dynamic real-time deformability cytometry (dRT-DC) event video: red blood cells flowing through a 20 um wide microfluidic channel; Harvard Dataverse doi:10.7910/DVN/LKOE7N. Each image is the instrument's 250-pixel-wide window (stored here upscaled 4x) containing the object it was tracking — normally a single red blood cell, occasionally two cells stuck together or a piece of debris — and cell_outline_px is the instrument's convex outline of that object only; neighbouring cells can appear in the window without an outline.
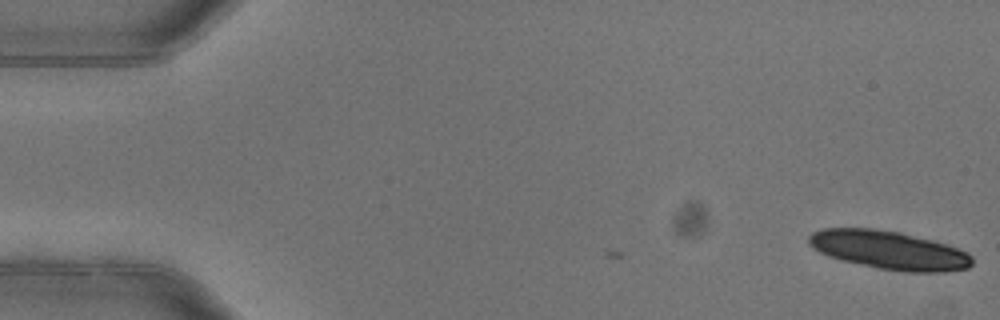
{"species": "common noctule bat (a hibernating species)", "species_latin": "Nyctalus noctula", "temperature_condition": "warm", "stored_images_in_passage": 2, "camera_frame_rate_fps": 3000, "um_per_image_px": 0.085, "animal": {"sex": "female"}, "frame": {"image": 1, "passage_image": 2, "time_ms": 0.333, "image_size_px": [1000, 320], "cell_outline_px": [[972, 264], [968, 268], [948, 272], [904, 272], [876, 268], [828, 256], [812, 248], [808, 244], [808, 236], [812, 232], [824, 228], [872, 228], [900, 232], [932, 240], [968, 252], [972, 256]], "centroid_in_image_um": [75.56, 21.26], "position_along_channel_um": 9.4, "area_um2": 36.7}}